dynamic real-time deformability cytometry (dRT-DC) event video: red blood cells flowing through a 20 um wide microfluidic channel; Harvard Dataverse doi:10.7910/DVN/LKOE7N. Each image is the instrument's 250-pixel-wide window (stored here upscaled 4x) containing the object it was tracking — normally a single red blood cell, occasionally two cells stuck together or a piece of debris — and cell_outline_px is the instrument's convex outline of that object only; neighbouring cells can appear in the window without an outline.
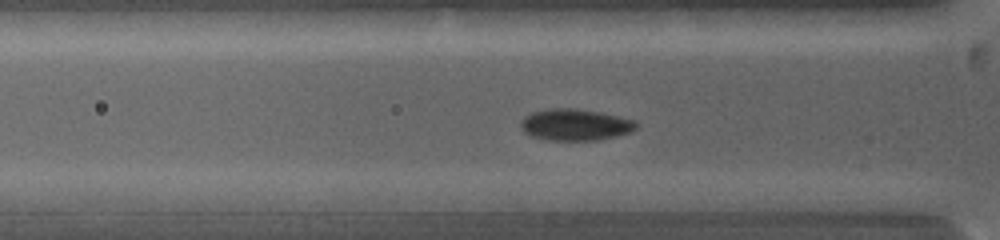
{"species": "common noctule bat (a hibernating species)", "species_latin": "Nyctalus noctula", "temperature_condition": "warm", "stored_images_in_passage": 26, "camera_frame_rate_fps": 5000, "um_per_image_px": 0.085, "animal": {"sex": "female", "body_mass_g": 19.0, "forearm_length_mm": 53.3}, "frame": {"image": 1, "passage_image": 9, "time_ms": 2.6, "image_size_px": [1000, 240], "cell_outline_px": [[636, 128], [628, 132], [616, 136], [596, 140], [548, 140], [528, 136], [524, 132], [520, 124], [520, 120], [524, 116], [532, 112], [548, 108], [576, 108], [600, 112], [636, 120]], "centroid_in_image_um": [48.84, 10.59], "position_along_channel_um": 77.0, "area_um2": 21.33}}
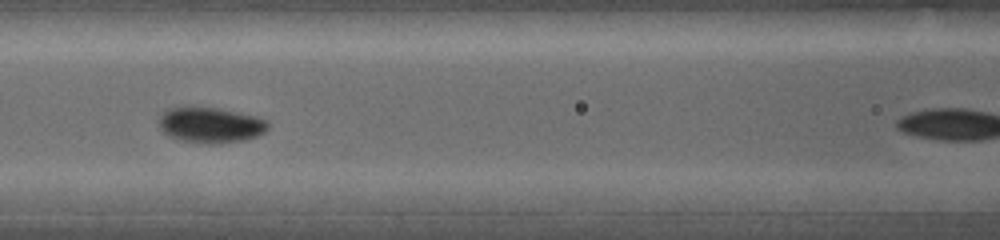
{"frame": {"image": 2, "passage_image": 14, "time_ms": 4.4, "image_size_px": [1000, 240], "cell_outline_px": [[268, 128], [264, 132], [256, 136], [244, 140], [220, 144], [208, 144], [180, 140], [168, 136], [160, 128], [160, 116], [168, 108], [188, 104], [192, 104], [220, 108], [240, 112], [256, 116], [268, 120]], "centroid_in_image_um": [17.88, 10.59], "position_along_channel_um": 148.7, "area_um2": 23.35}}
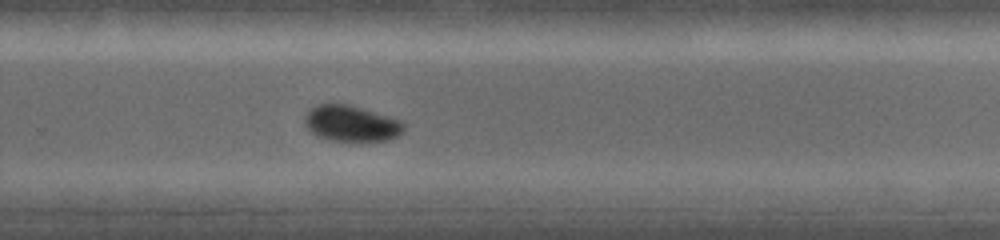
{"frame": {"image": 3, "passage_image": 25, "time_ms": 8.2, "image_size_px": [1000, 240], "cell_outline_px": [[404, 128], [400, 136], [388, 140], [328, 140], [316, 136], [304, 124], [304, 116], [316, 104], [348, 104], [400, 120], [404, 124]], "centroid_in_image_um": [29.84, 10.5], "position_along_channel_um": 300.0, "area_um2": 20.52}}